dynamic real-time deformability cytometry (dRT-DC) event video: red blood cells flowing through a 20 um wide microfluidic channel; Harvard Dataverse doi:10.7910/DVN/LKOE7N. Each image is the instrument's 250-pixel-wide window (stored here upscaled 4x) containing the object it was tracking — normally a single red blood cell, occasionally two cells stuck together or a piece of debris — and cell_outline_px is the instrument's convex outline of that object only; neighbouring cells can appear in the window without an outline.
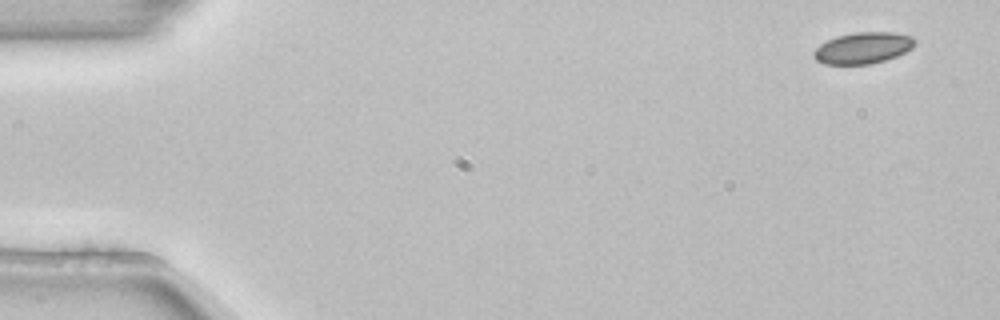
{"species": "common noctule bat (a hibernating species)", "species_latin": "Nyctalus noctula", "temperature_condition": "room temperature", "stored_images_in_passage": 5, "camera_frame_rate_fps": 3000, "um_per_image_px": 0.085, "animal": {"sex": "female", "body_mass_g": 22.7, "forearm_length_mm": 54.2}, "frame": {"image": 1, "passage_image": 1, "time_ms": 0.0, "image_size_px": [1000, 320], "cell_outline_px": [[916, 44], [912, 48], [896, 56], [884, 60], [868, 64], [824, 64], [816, 60], [812, 56], [812, 52], [820, 44], [836, 36], [856, 32], [892, 32], [912, 36], [916, 40]], "centroid_in_image_um": [73.34, 4.07], "position_along_channel_um": 11.7, "area_um2": 18.5}}
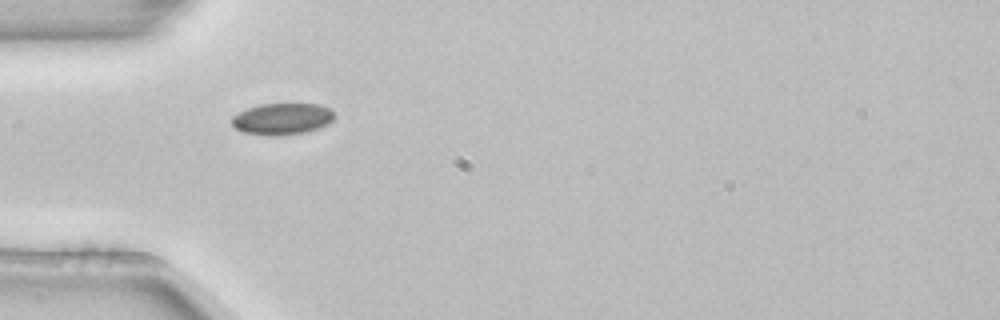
{"frame": {"image": 2, "passage_image": 4, "time_ms": 1.0, "image_size_px": [1000, 320], "cell_outline_px": [[332, 120], [328, 124], [304, 132], [280, 136], [268, 136], [244, 132], [236, 128], [232, 124], [232, 116], [248, 108], [260, 104], [320, 104], [328, 108], [332, 112]], "centroid_in_image_um": [23.95, 10.11], "position_along_channel_um": 61.0, "area_um2": 18.61}}